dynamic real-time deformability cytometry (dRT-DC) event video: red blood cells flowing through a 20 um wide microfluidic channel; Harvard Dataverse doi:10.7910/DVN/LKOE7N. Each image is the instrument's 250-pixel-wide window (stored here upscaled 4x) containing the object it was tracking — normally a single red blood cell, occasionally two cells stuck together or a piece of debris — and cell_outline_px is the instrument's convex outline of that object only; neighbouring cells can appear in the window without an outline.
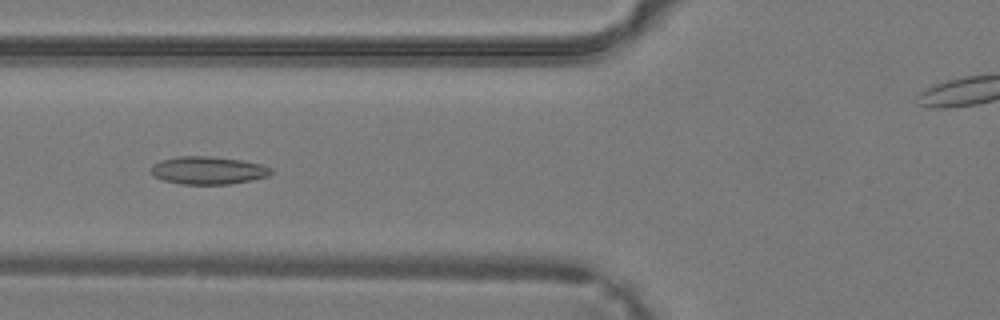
{"species": "common noctule bat (a hibernating species)", "species_latin": "Nyctalus noctula", "temperature_condition": "warm", "stored_images_in_passage": 42, "camera_frame_rate_fps": 3000, "um_per_image_px": 0.085, "animal": {"sex": "male", "body_mass_g": 19.2, "forearm_length_mm": 51.8}, "frame": {"image": 1, "passage_image": 17, "time_ms": 5.333, "image_size_px": [1000, 320], "cell_outline_px": [[272, 172], [268, 176], [252, 180], [228, 184], [180, 184], [164, 180], [152, 176], [152, 164], [160, 160], [176, 156], [208, 156], [240, 160], [260, 164], [272, 168]], "centroid_in_image_um": [17.66, 14.48], "position_along_channel_um": 108.1, "area_um2": 19.42}}
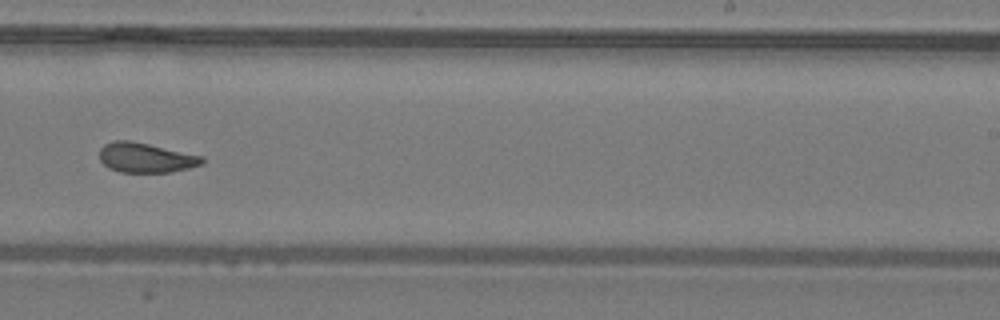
{"frame": {"image": 2, "passage_image": 27, "time_ms": 8.667, "image_size_px": [1000, 320], "cell_outline_px": [[204, 164], [172, 172], [120, 172], [108, 168], [100, 160], [100, 148], [104, 144], [112, 140], [128, 140], [148, 144], [204, 156]], "centroid_in_image_um": [12.39, 13.4], "position_along_channel_um": 276.6, "area_um2": 17.86}}
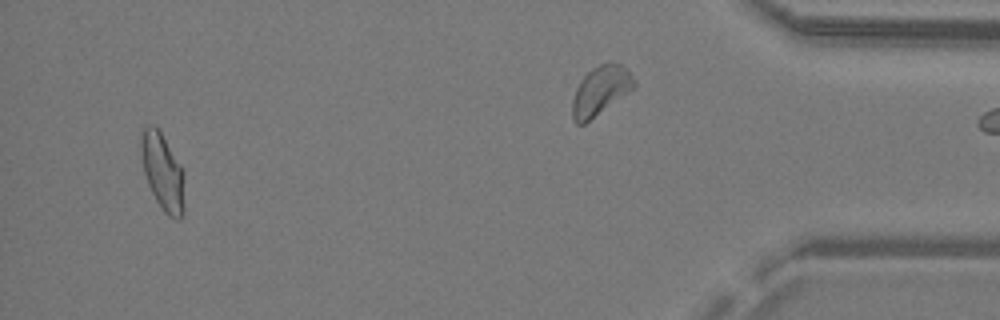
{"frame": {"image": 3, "passage_image": 40, "time_ms": 13.0, "image_size_px": [1000, 320], "cell_outline_px": [[184, 212], [180, 220], [176, 220], [168, 216], [164, 212], [156, 200], [148, 184], [144, 172], [140, 152], [140, 132], [148, 124], [152, 124], [160, 132], [180, 164], [184, 172]], "centroid_in_image_um": [13.82, 14.63], "position_along_channel_um": 421.4, "area_um2": 19.59}}